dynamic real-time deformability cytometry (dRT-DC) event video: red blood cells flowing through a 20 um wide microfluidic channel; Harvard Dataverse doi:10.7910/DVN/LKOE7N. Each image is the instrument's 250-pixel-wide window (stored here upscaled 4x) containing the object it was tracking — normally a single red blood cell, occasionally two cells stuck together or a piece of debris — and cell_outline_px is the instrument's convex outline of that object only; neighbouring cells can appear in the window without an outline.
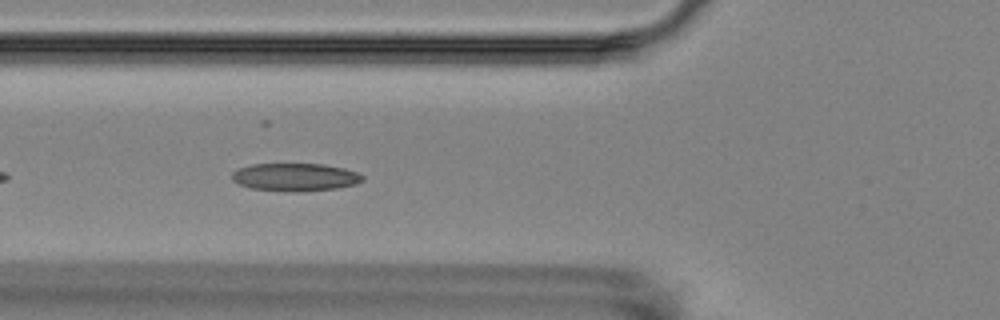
{"species": "Egyptian fruit bat (a non-hibernating species)", "species_latin": "Rousettus aegyptiacus", "temperature_condition": "room temperature", "stored_images_in_passage": 7, "camera_frame_rate_fps": 3000, "um_per_image_px": 0.085, "animal": {"sex": "female"}, "frame": {"image": 1, "passage_image": 6, "time_ms": 6.0, "image_size_px": [1000, 320], "cell_outline_px": [[364, 180], [356, 184], [336, 188], [296, 192], [252, 188], [240, 184], [232, 180], [232, 172], [240, 168], [252, 164], [324, 164], [344, 168], [360, 172], [364, 176]], "centroid_in_image_um": [25.14, 15.05], "position_along_channel_um": 100.7, "area_um2": 21.15}}
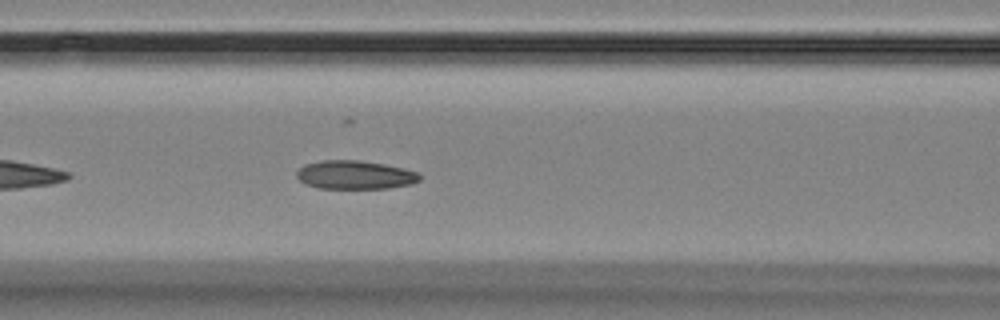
{"frame": {"image": 2, "passage_image": 7, "time_ms": 7.0, "image_size_px": [1000, 320], "cell_outline_px": [[420, 180], [412, 184], [388, 188], [320, 188], [304, 184], [296, 176], [296, 172], [304, 164], [324, 160], [360, 160], [384, 164], [420, 172]], "centroid_in_image_um": [30.18, 14.86], "position_along_channel_um": 136.4, "area_um2": 20.52}}